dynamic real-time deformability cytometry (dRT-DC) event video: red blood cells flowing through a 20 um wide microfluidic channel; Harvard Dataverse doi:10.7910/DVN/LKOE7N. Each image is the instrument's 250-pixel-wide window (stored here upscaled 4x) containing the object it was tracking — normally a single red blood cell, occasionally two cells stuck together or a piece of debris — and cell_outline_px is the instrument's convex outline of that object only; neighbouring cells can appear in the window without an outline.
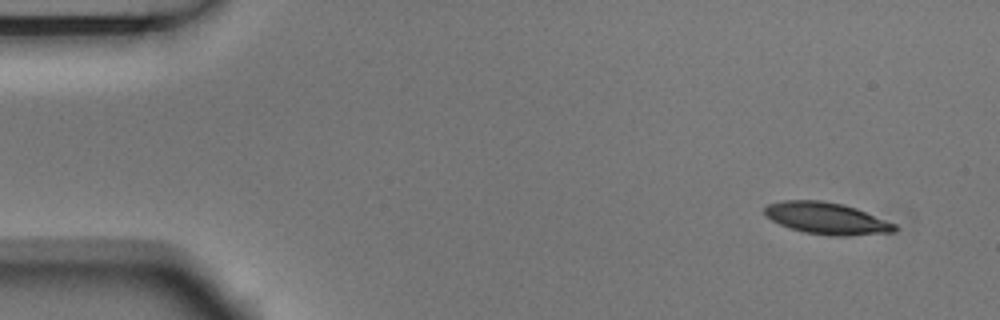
{"species": "Egyptian fruit bat (a non-hibernating species)", "species_latin": "Rousettus aegyptiacus", "temperature_condition": "room temperature", "stored_images_in_passage": 4, "segment_of_instrument_passage": [2, 2], "camera_frame_rate_fps": 3000, "um_per_image_px": 0.085, "animal": {"sex": "male"}, "frame": {"image": 1, "passage_image": 4, "time_ms": 1.0, "image_size_px": [1000, 320], "cell_outline_px": [[900, 228], [896, 232], [848, 236], [828, 236], [804, 232], [780, 224], [764, 216], [764, 208], [768, 204], [784, 200], [820, 200], [844, 204], [856, 208], [896, 224]], "centroid_in_image_um": [70.29, 18.56], "position_along_channel_um": 14.7, "area_um2": 24.28}}